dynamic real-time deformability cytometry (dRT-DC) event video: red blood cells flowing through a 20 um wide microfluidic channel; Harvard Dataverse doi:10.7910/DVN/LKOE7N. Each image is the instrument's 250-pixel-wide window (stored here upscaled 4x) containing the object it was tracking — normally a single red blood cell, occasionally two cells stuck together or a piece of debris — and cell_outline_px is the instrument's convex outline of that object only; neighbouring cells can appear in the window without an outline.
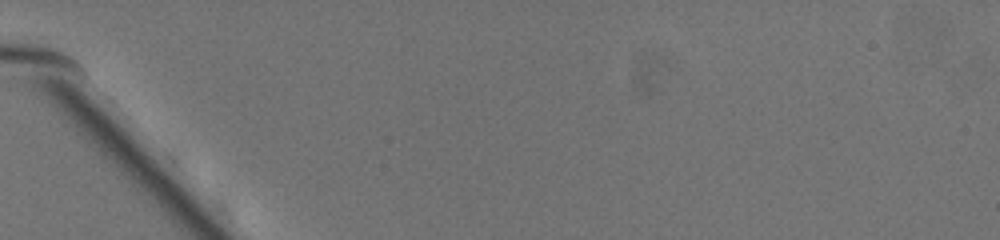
{"species": "common noctule bat (a hibernating species)", "species_latin": "Nyctalus noctula", "temperature_condition": "warm", "stored_images_in_passage": 2, "camera_frame_rate_fps": 3000, "um_per_image_px": 0.085, "animal": {"sex": "female", "body_mass_g": 19.5, "forearm_length_mm": 54.1}, "frame": {"image": 1, "passage_image": 2, "time_ms": 0.333, "image_size_px": [1000, 240], "cell_outline_px": [[272, 136], [264, 144], [252, 136], [192, 76], [180, 52], [192, 40], [256, 92], [268, 112], [272, 120]], "centroid_in_image_um": [19.48, 7.81], "position_along_channel_um": 65.5, "area_um2": 25.03}}